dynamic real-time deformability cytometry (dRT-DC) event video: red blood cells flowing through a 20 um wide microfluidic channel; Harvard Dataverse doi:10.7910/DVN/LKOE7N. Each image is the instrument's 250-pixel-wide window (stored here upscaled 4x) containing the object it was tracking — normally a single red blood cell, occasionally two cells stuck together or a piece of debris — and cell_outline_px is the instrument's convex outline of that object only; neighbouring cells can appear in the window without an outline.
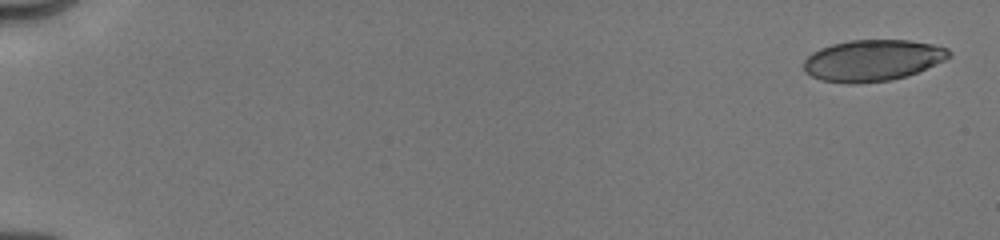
{"species": "human", "species_latin": "Homo sapiens", "temperature_condition": "cold", "stored_images_in_passage": 18, "camera_frame_rate_fps": 3000, "um_per_image_px": 0.085, "donor": {"sex": "male"}, "frame": {"image": 1, "passage_image": 1, "time_ms": 0.0, "image_size_px": [1000, 240], "cell_outline_px": [[952, 56], [944, 60], [916, 72], [892, 80], [852, 84], [848, 84], [824, 80], [812, 76], [804, 72], [804, 60], [812, 52], [820, 48], [832, 44], [848, 40], [908, 40], [932, 44], [948, 48], [952, 52]], "centroid_in_image_um": [74.16, 5.12], "position_along_channel_um": 10.8, "area_um2": 34.91}}
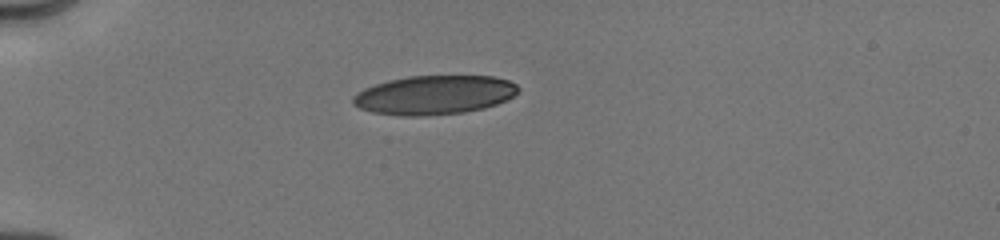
{"frame": {"image": 2, "passage_image": 13, "time_ms": 4.667, "image_size_px": [1000, 240], "cell_outline_px": [[520, 88], [512, 96], [496, 104], [484, 108], [464, 112], [424, 116], [400, 116], [372, 112], [360, 108], [352, 104], [352, 96], [364, 88], [388, 80], [408, 76], [492, 76], [508, 80], [516, 84]], "centroid_in_image_um": [36.88, 8.07], "position_along_channel_um": 48.1, "area_um2": 37.57}}
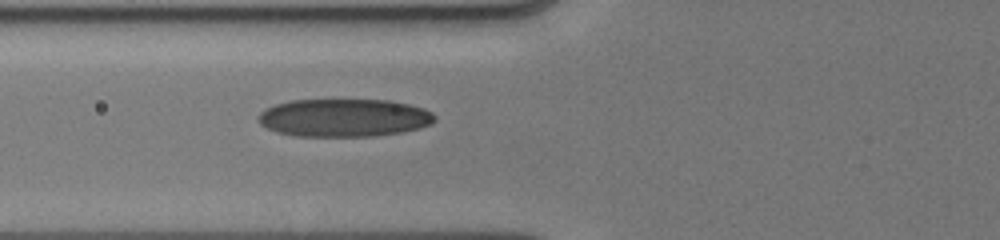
{"frame": {"image": 3, "passage_image": 18, "time_ms": 6.667, "image_size_px": [1000, 240], "cell_outline_px": [[436, 120], [432, 124], [420, 128], [400, 132], [372, 136], [296, 136], [276, 132], [260, 124], [256, 120], [260, 112], [264, 108], [276, 104], [292, 100], [388, 100], [408, 104], [424, 108], [432, 112], [436, 116]], "centroid_in_image_um": [29.23, 10.01], "position_along_channel_um": 96.6, "area_um2": 39.19}}